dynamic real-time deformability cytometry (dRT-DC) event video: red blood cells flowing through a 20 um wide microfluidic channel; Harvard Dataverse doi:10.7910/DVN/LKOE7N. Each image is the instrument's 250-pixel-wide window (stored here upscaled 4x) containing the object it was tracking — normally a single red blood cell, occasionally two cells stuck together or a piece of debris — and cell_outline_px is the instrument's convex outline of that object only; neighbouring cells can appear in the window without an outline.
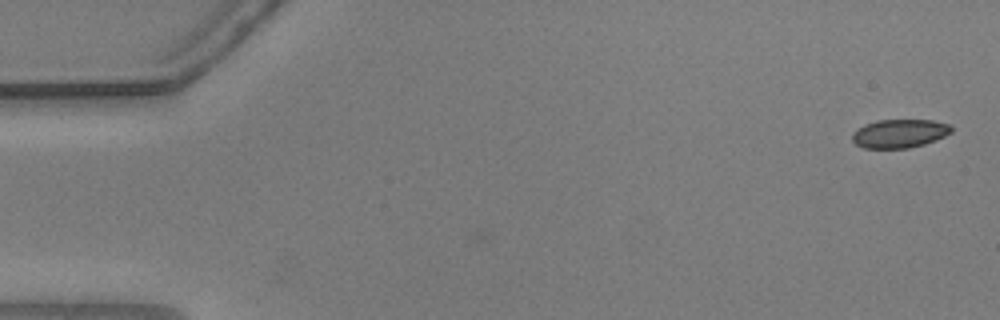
{"species": "common noctule bat (a hibernating species)", "species_latin": "Nyctalus noctula", "temperature_condition": "warm", "stored_images_in_passage": 3, "camera_frame_rate_fps": 3000, "um_per_image_px": 0.085, "animal": {"sex": "male", "body_mass_g": 20.5, "forearm_length_mm": 52.5}, "frame": {"image": 1, "passage_image": 3, "time_ms": 0.667, "image_size_px": [1000, 320], "cell_outline_px": [[952, 132], [936, 140], [924, 144], [908, 148], [864, 148], [856, 144], [852, 140], [852, 132], [856, 128], [864, 124], [876, 120], [932, 120], [948, 124], [952, 128]], "centroid_in_image_um": [76.42, 11.34], "position_along_channel_um": 8.6, "area_um2": 16.59}}